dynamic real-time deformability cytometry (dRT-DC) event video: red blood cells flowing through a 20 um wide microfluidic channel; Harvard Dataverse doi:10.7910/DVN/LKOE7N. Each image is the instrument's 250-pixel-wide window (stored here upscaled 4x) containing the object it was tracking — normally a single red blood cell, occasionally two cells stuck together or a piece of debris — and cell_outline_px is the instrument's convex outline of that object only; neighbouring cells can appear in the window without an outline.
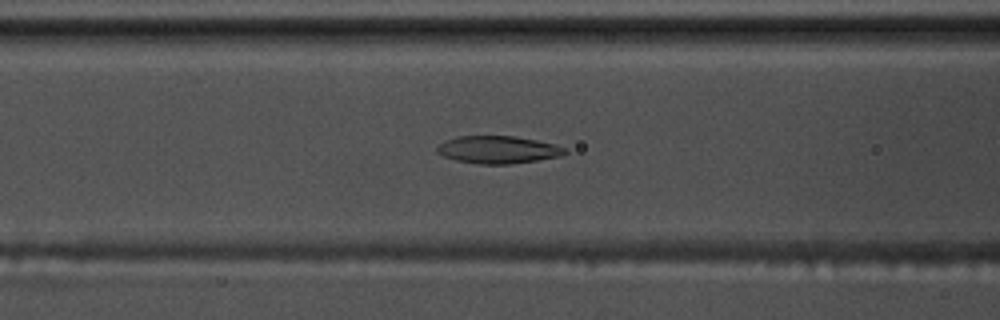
{"species": "common noctule bat (a hibernating species)", "species_latin": "Nyctalus noctula", "temperature_condition": "warm", "stored_images_in_passage": 57, "camera_frame_rate_fps": 3000, "um_per_image_px": 0.085, "animal": {"sex": "male", "body_mass_g": 17.5, "forearm_length_mm": 52.3}, "frame": {"image": 1, "passage_image": 24, "time_ms": 7.667, "image_size_px": [1000, 320], "cell_outline_px": [[568, 152], [560, 156], [512, 164], [476, 164], [456, 160], [444, 156], [436, 152], [436, 148], [444, 140], [460, 136], [512, 136], [536, 140], [556, 144], [568, 148]], "centroid_in_image_um": [42.34, 12.72], "position_along_channel_um": 124.3, "area_um2": 20.58}}
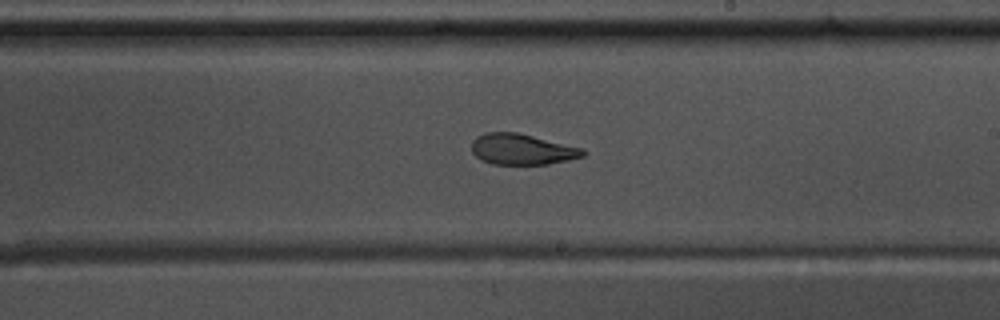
{"frame": {"image": 2, "passage_image": 34, "time_ms": 11.0, "image_size_px": [1000, 320], "cell_outline_px": [[588, 152], [584, 156], [568, 160], [548, 164], [492, 164], [480, 160], [472, 152], [472, 140], [476, 136], [484, 132], [516, 132], [584, 148]], "centroid_in_image_um": [44.37, 12.69], "position_along_channel_um": 244.6, "area_um2": 20.17}}
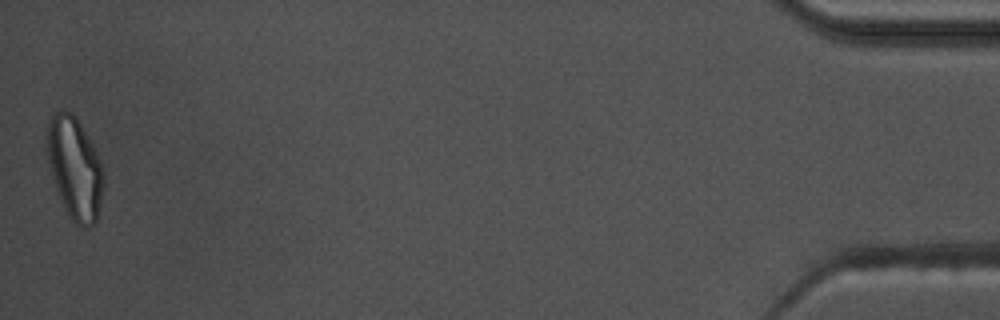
{"frame": {"image": 3, "passage_image": 57, "time_ms": 18.667, "image_size_px": [1000, 320], "cell_outline_px": [[104, 184], [96, 220], [88, 228], [80, 228], [68, 216], [64, 208], [56, 188], [48, 160], [44, 136], [48, 120], [60, 108], [64, 108], [72, 112], [76, 116], [92, 144], [100, 160], [104, 176]], "centroid_in_image_um": [6.32, 14.24], "position_along_channel_um": 428.9, "area_um2": 33.93}, "authors_computed_cell_mechanics": {"area_um2": 22.253, "velocity_mm_per_s": 3.6267, "shape_relaxation_time_tau1_ms": 10.6077, "shape_relaxation_time_tau2_ms": 2.87, "deformation_change_tau1": 0.2615, "deformation_change_tau2": 0.1056}}